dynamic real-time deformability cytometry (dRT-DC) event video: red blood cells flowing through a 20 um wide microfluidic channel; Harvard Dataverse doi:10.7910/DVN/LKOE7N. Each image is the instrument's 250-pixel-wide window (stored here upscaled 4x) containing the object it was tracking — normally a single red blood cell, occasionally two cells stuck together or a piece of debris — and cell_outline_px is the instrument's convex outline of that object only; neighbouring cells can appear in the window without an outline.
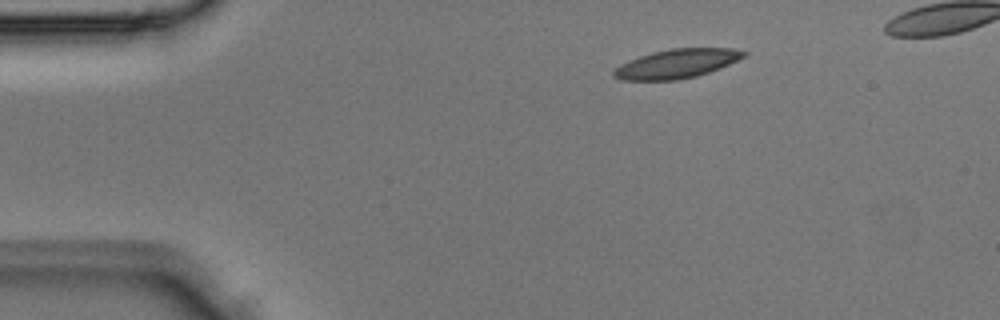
{"species": "Egyptian fruit bat (a non-hibernating species)", "species_latin": "Rousettus aegyptiacus", "temperature_condition": "room temperature", "stored_images_in_passage": 2, "camera_frame_rate_fps": 3000, "um_per_image_px": 0.085, "animal": {"sex": "male"}, "frame": {"image": 1, "passage_image": 1, "time_ms": 0.0, "image_size_px": [1000, 320], "cell_outline_px": [[748, 52], [744, 56], [720, 68], [696, 76], [680, 80], [620, 80], [612, 76], [612, 72], [620, 64], [640, 56], [652, 52], [672, 48], [732, 48]], "centroid_in_image_um": [57.49, 5.42], "position_along_channel_um": 27.5, "area_um2": 21.91}}